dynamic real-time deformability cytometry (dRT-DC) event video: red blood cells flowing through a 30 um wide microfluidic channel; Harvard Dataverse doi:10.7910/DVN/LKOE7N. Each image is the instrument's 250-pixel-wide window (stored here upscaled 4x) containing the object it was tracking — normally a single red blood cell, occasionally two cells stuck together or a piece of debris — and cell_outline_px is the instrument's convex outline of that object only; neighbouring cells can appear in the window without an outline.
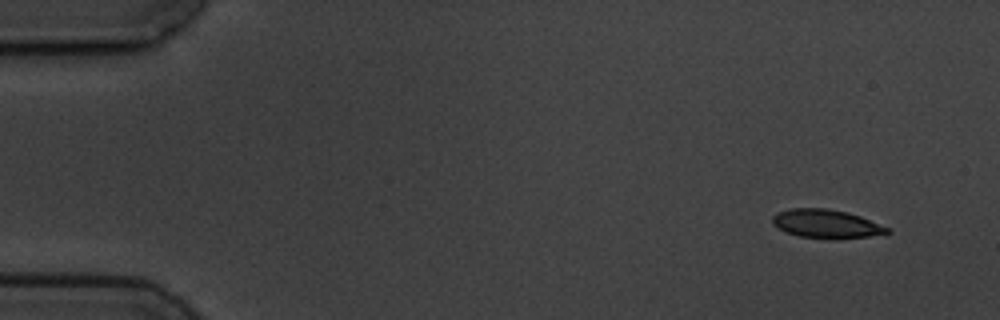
{"species": "common noctule bat (a hibernating species)", "species_latin": "Nyctalus noctula", "temperature_condition": "cold", "stored_images_in_passage": 5, "camera_frame_rate_fps": 3000, "um_per_image_px": 0.085, "animal": {"sex": "male", "body_mass_g": 19.5, "forearm_length_mm": 54.6}, "frame": {"image": 1, "passage_image": 1, "time_ms": 0.0, "image_size_px": [1000, 320], "cell_outline_px": [[892, 232], [868, 236], [836, 240], [832, 240], [800, 236], [784, 232], [772, 224], [772, 216], [776, 212], [792, 208], [828, 208], [848, 212], [860, 216], [888, 228]], "centroid_in_image_um": [70.18, 19.03], "position_along_channel_um": 14.8, "area_um2": 19.36}}